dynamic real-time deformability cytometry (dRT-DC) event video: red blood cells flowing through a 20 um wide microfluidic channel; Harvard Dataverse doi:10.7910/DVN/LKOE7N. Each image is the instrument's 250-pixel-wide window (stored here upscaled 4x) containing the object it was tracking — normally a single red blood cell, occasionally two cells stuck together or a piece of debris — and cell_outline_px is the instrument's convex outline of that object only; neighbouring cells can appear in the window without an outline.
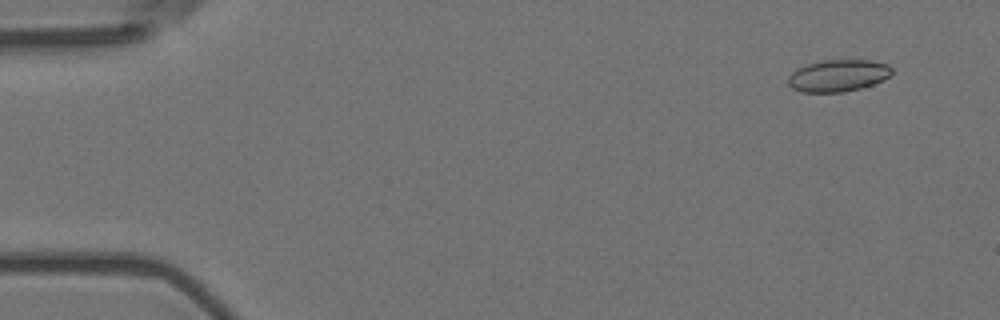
{"species": "Egyptian fruit bat (a non-hibernating species)", "species_latin": "Rousettus aegyptiacus", "temperature_condition": "room temperature", "stored_images_in_passage": 49, "camera_frame_rate_fps": 3000, "um_per_image_px": 0.085, "animal": {"sex": "female"}, "frame": {"image": 1, "passage_image": 1, "time_ms": 0.0, "image_size_px": [1000, 320], "cell_outline_px": [[892, 72], [888, 76], [872, 84], [860, 88], [844, 92], [800, 92], [792, 88], [788, 84], [788, 76], [796, 68], [820, 60], [872, 60], [888, 64], [892, 68]], "centroid_in_image_um": [71.2, 6.42], "position_along_channel_um": 13.8, "area_um2": 19.31}}
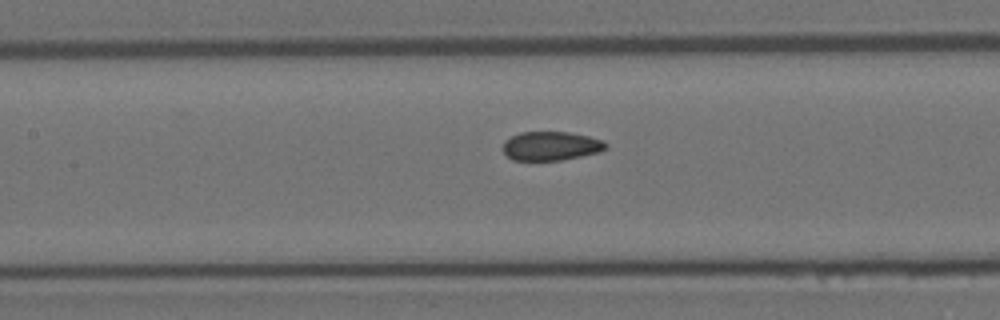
{"frame": {"image": 2, "passage_image": 23, "time_ms": 7.333, "image_size_px": [1000, 320], "cell_outline_px": [[608, 148], [600, 152], [560, 160], [512, 160], [504, 152], [504, 140], [520, 132], [568, 132], [588, 136], [604, 140], [608, 144]], "centroid_in_image_um": [46.87, 12.4], "position_along_channel_um": 160.5, "area_um2": 17.34}}
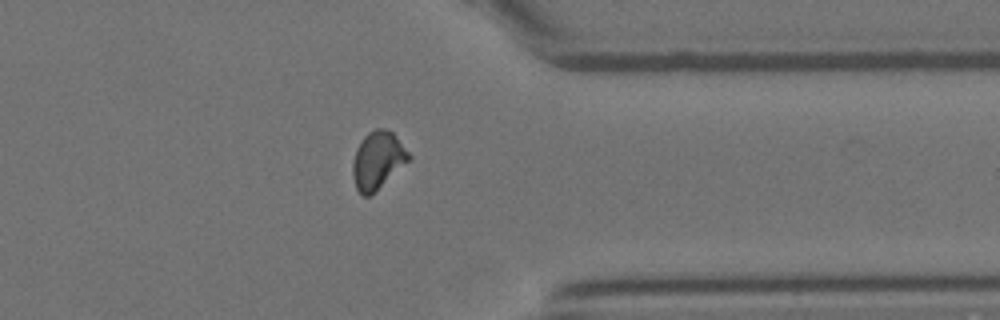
{"frame": {"image": 3, "passage_image": 42, "time_ms": 13.667, "image_size_px": [1000, 320], "cell_outline_px": [[412, 156], [408, 160], [368, 196], [364, 196], [356, 188], [352, 176], [352, 164], [356, 148], [364, 136], [368, 132], [376, 128], [384, 128], [392, 132], [396, 136]], "centroid_in_image_um": [32.07, 13.57], "position_along_channel_um": 379.3, "area_um2": 18.26}}